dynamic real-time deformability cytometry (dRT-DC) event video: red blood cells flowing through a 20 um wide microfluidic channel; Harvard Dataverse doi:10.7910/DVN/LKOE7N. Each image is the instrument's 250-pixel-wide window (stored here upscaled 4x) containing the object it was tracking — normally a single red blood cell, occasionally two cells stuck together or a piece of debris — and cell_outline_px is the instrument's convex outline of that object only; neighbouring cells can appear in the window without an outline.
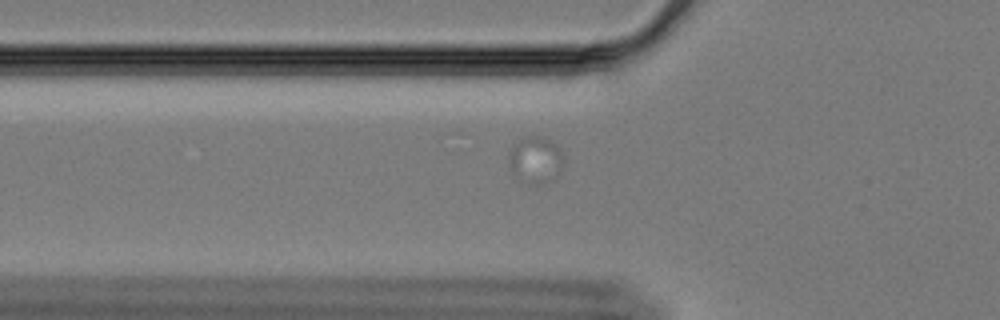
{"species": "Egyptian fruit bat (a non-hibernating species)", "species_latin": "Rousettus aegyptiacus", "temperature_condition": "cold", "stored_images_in_passage": 44, "camera_frame_rate_fps": 3000, "um_per_image_px": 0.085, "animal": {"sex": "female"}, "frame": {"image": 1, "passage_image": 7, "time_ms": 2.0, "image_size_px": [1000, 320], "cell_outline_px": [[564, 160], [556, 176], [552, 180], [532, 180], [512, 172], [508, 160], [508, 152], [512, 144], [520, 136], [544, 136], [556, 144], [560, 148], [564, 156]], "centroid_in_image_um": [45.51, 13.43], "position_along_channel_um": 80.3, "area_um2": 14.39}}
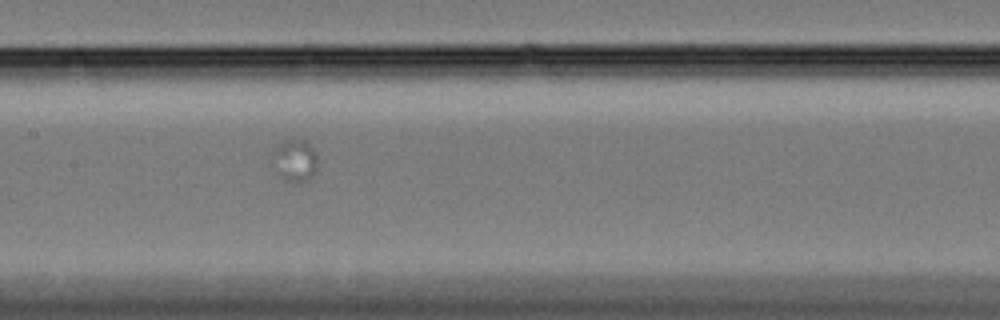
{"frame": {"image": 2, "passage_image": 19, "time_ms": 6.0, "image_size_px": [1000, 320], "cell_outline_px": [[316, 168], [312, 176], [304, 184], [292, 184], [276, 176], [276, 148], [284, 140], [292, 136], [304, 140], [312, 144], [316, 156]], "centroid_in_image_um": [25.11, 13.66], "position_along_channel_um": 182.3, "area_um2": 11.33}}
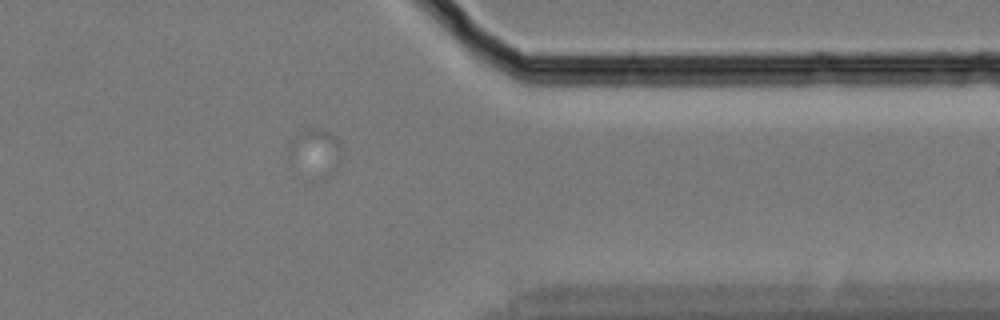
{"frame": {"image": 3, "passage_image": 44, "time_ms": 14.333, "image_size_px": [1000, 320], "cell_outline_px": [[340, 156], [336, 160], [292, 176], [288, 168], [284, 148], [292, 136], [308, 128], [324, 128], [332, 132], [336, 136], [340, 144]], "centroid_in_image_um": [26.46, 12.74], "position_along_channel_um": 384.9, "area_um2": 13.81}}